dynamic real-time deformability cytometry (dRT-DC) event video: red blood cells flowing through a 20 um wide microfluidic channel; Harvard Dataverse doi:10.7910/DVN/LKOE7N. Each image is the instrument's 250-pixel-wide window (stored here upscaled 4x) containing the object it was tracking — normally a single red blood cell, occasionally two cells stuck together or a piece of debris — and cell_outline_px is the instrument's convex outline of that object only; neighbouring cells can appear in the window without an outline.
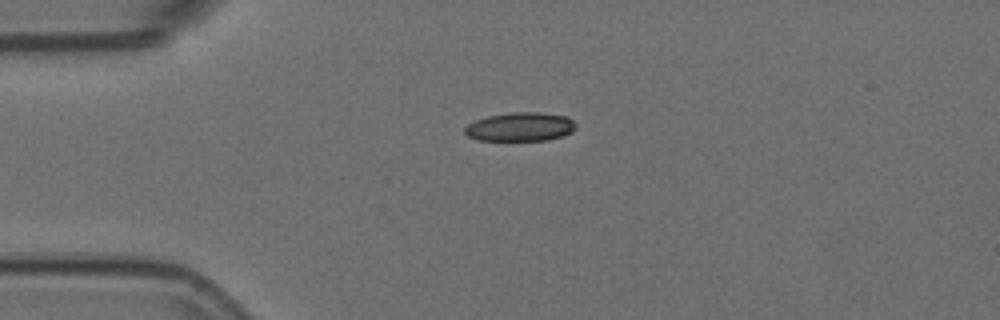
{"species": "Egyptian fruit bat (a non-hibernating species)", "species_latin": "Rousettus aegyptiacus", "temperature_condition": "room temperature", "stored_images_in_passage": 2, "camera_frame_rate_fps": 3000, "um_per_image_px": 0.085, "animal": {"sex": "female"}, "frame": {"image": 1, "passage_image": 1, "time_ms": 0.0, "image_size_px": [1000, 320], "cell_outline_px": [[576, 128], [572, 132], [560, 136], [544, 140], [476, 140], [468, 136], [464, 132], [464, 128], [468, 124], [476, 120], [488, 116], [512, 112], [536, 112], [568, 116], [576, 124]], "centroid_in_image_um": [44.22, 10.77], "position_along_channel_um": 40.8, "area_um2": 18.55}}